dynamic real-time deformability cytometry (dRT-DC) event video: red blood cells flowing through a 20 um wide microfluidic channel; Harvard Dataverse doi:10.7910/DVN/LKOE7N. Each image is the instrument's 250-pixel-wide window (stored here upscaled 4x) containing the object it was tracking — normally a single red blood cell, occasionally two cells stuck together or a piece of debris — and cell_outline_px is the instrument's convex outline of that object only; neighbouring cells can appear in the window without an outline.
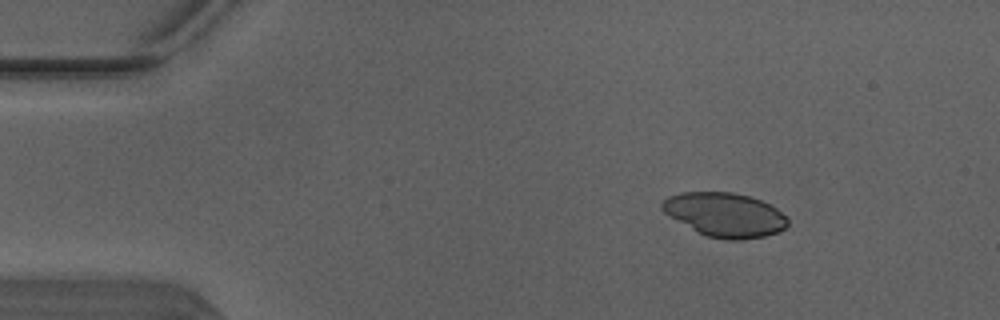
{"species": "Egyptian fruit bat (a non-hibernating species)", "species_latin": "Rousettus aegyptiacus", "temperature_condition": "warm", "stored_images_in_passage": 3, "camera_frame_rate_fps": 3000, "um_per_image_px": 0.085, "animal": {"sex": "male"}, "frame": {"image": 1, "passage_image": 1, "time_ms": 0.0, "image_size_px": [1000, 320], "cell_outline_px": [[788, 224], [780, 232], [764, 236], [740, 240], [728, 240], [704, 236], [664, 212], [660, 208], [660, 204], [668, 196], [680, 192], [732, 192], [748, 196], [760, 200], [776, 208], [788, 220]], "centroid_in_image_um": [61.6, 18.26], "position_along_channel_um": 23.4, "area_um2": 32.14}}